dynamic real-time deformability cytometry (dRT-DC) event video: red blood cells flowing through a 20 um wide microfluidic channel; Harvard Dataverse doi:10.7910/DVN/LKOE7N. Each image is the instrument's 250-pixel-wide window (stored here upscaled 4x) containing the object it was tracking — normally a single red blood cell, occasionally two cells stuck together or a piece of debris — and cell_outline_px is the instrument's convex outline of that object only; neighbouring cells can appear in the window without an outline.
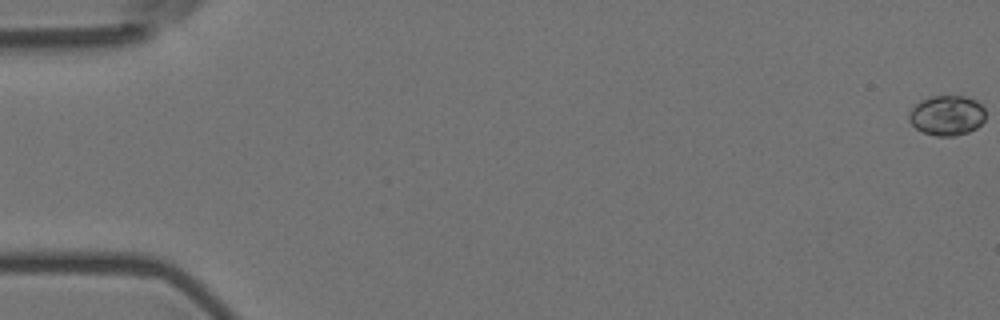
{"species": "Egyptian fruit bat (a non-hibernating species)", "species_latin": "Rousettus aegyptiacus", "temperature_condition": "room temperature", "stored_images_in_passage": 58, "camera_frame_rate_fps": 3000, "um_per_image_px": 0.085, "animal": {"sex": "female"}, "frame": {"image": 1, "passage_image": 1, "time_ms": 0.0, "image_size_px": [1000, 320], "cell_outline_px": [[984, 120], [976, 128], [968, 132], [952, 136], [936, 136], [924, 132], [916, 128], [908, 120], [908, 116], [912, 108], [920, 100], [932, 96], [964, 96], [976, 100], [984, 108]], "centroid_in_image_um": [80.47, 9.8], "position_along_channel_um": 4.5, "area_um2": 17.74}}
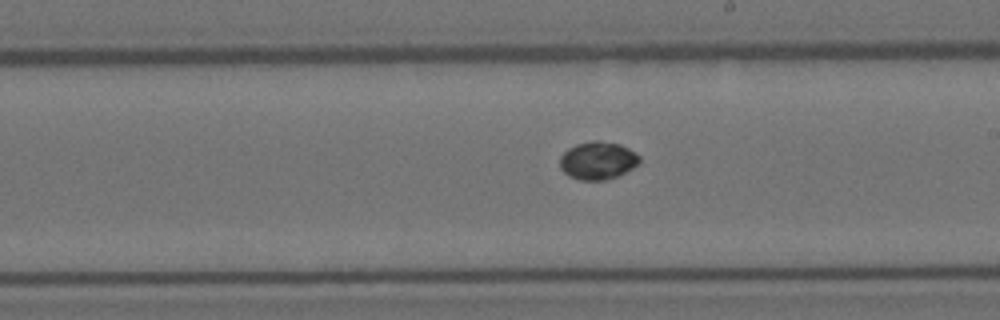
{"frame": {"image": 2, "passage_image": 34, "time_ms": 11.0, "image_size_px": [1000, 320], "cell_outline_px": [[640, 160], [632, 168], [616, 176], [604, 180], [580, 180], [568, 176], [560, 168], [560, 156], [568, 148], [576, 144], [592, 140], [600, 140], [620, 144], [636, 152], [640, 156]], "centroid_in_image_um": [50.79, 13.63], "position_along_channel_um": 238.2, "area_um2": 17.57}}
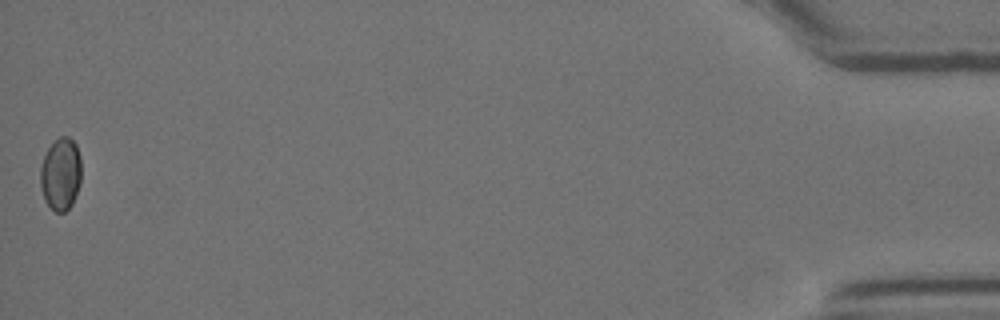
{"frame": {"image": 3, "passage_image": 58, "time_ms": 19.0, "image_size_px": [1000, 320], "cell_outline_px": [[80, 184], [72, 204], [64, 212], [56, 212], [44, 200], [40, 188], [40, 168], [44, 156], [48, 148], [60, 136], [68, 136], [76, 144], [80, 156]], "centroid_in_image_um": [5.15, 14.79], "position_along_channel_um": 430.1, "area_um2": 17.28}}